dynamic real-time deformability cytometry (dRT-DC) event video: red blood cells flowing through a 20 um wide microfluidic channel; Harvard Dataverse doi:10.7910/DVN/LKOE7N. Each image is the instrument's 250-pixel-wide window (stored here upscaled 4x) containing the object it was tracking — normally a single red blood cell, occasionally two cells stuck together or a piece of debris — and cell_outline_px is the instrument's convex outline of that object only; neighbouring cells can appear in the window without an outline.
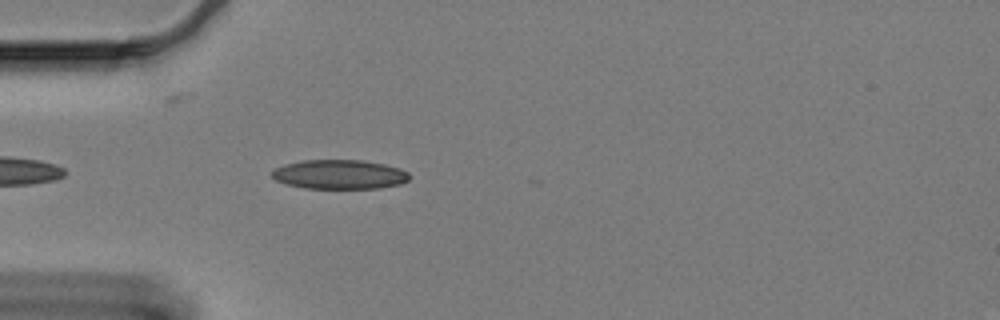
{"species": "Egyptian fruit bat (a non-hibernating species)", "species_latin": "Rousettus aegyptiacus", "temperature_condition": "cold", "stored_images_in_passage": 9, "camera_frame_rate_fps": 3000, "um_per_image_px": 0.085, "animal": {"sex": "female"}, "frame": {"image": 1, "passage_image": 5, "time_ms": 1.333, "image_size_px": [1000, 320], "cell_outline_px": [[412, 176], [408, 180], [400, 184], [380, 188], [304, 188], [288, 184], [276, 180], [272, 176], [272, 172], [276, 168], [284, 164], [304, 160], [360, 160], [384, 164], [400, 168], [408, 172]], "centroid_in_image_um": [28.9, 14.82], "position_along_channel_um": 56.1, "area_um2": 23.41}}